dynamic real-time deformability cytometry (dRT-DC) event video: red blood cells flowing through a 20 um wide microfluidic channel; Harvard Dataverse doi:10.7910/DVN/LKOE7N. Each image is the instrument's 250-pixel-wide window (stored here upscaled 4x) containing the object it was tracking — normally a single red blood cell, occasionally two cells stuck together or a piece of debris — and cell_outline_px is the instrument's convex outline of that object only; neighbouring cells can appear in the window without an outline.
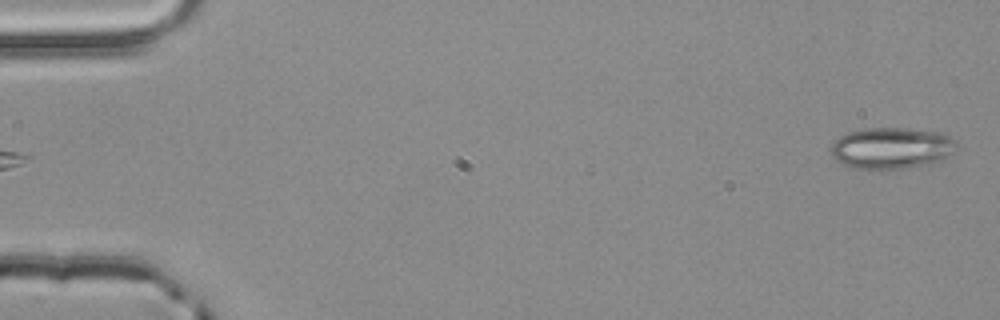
{"species": "common noctule bat (a hibernating species)", "species_latin": "Nyctalus noctula", "temperature_condition": "room temperature", "stored_images_in_passage": 4, "segment_of_instrument_passage": [2, 2], "camera_frame_rate_fps": 3000, "um_per_image_px": 0.085, "animal": {"sex": "male", "body_mass_g": 20.4}, "frame": {"image": 1, "passage_image": 4, "time_ms": 1.0, "image_size_px": [1000, 320], "cell_outline_px": [[956, 144], [952, 152], [948, 156], [940, 160], [928, 164], [900, 168], [852, 168], [836, 160], [832, 156], [832, 144], [840, 136], [848, 132], [864, 128], [908, 128], [940, 132], [948, 136]], "centroid_in_image_um": [75.75, 12.57], "position_along_channel_um": 9.2, "area_um2": 29.82}}